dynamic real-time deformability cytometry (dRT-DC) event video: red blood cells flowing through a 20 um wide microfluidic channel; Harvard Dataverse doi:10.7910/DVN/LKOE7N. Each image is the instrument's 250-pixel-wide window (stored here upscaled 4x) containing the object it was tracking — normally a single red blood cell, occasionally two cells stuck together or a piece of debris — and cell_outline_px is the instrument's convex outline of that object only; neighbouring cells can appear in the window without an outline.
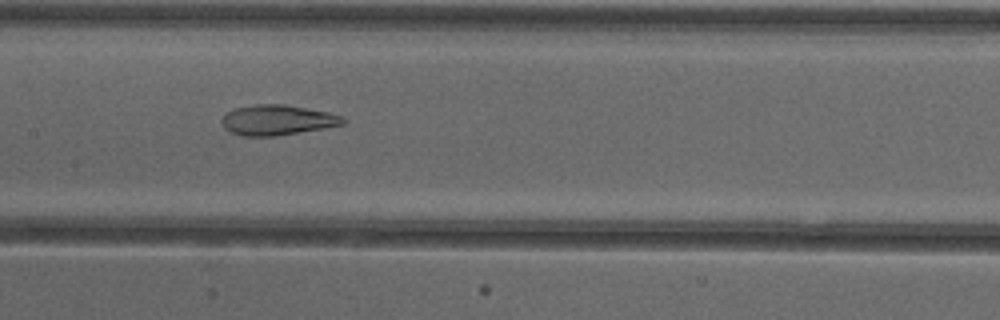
{"species": "common noctule bat (a hibernating species)", "species_latin": "Nyctalus noctula", "temperature_condition": "cold", "stored_images_in_passage": 53, "camera_frame_rate_fps": 3000, "um_per_image_px": 0.085, "animal": {"sex": "female"}, "frame": {"image": 1, "passage_image": 26, "time_ms": 8.333, "image_size_px": [1000, 320], "cell_outline_px": [[348, 120], [344, 124], [324, 128], [276, 136], [240, 136], [224, 128], [220, 120], [228, 112], [236, 108], [256, 104], [284, 104], [328, 112], [344, 116]], "centroid_in_image_um": [23.6, 10.2], "position_along_channel_um": 183.8, "area_um2": 21.39}}
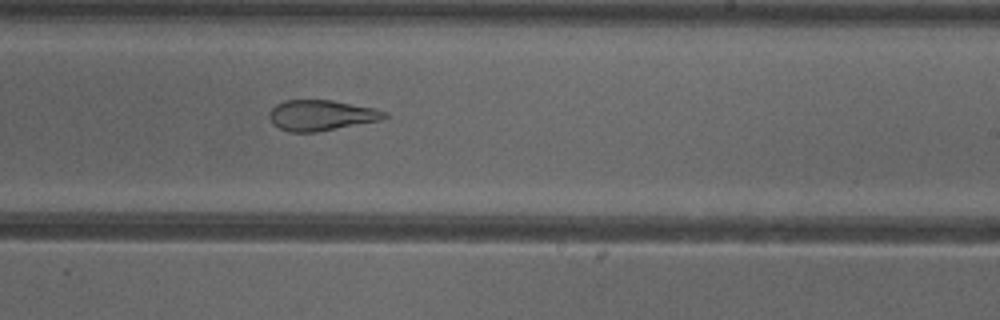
{"frame": {"image": 2, "passage_image": 32, "time_ms": 10.333, "image_size_px": [1000, 320], "cell_outline_px": [[388, 116], [384, 120], [316, 132], [288, 132], [272, 124], [268, 116], [268, 112], [276, 104], [284, 100], [332, 100], [376, 108], [384, 112]], "centroid_in_image_um": [27.3, 9.8], "position_along_channel_um": 261.7, "area_um2": 20.75}}
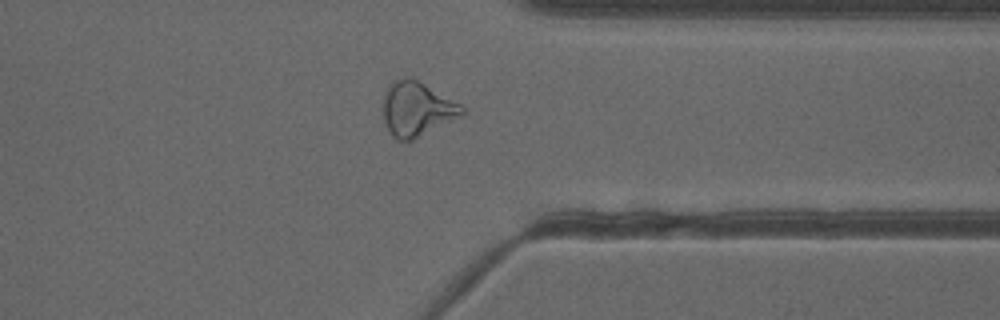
{"frame": {"image": 3, "passage_image": 41, "time_ms": 13.333, "image_size_px": [1000, 320], "cell_outline_px": [[464, 116], [412, 140], [400, 140], [392, 136], [384, 120], [384, 96], [388, 84], [392, 80], [408, 76], [412, 76], [460, 104], [464, 108]], "centroid_in_image_um": [35.45, 9.24], "position_along_channel_um": 376.0, "area_um2": 25.14}, "authors_computed_cell_mechanics": {"area_um2": 25.6632, "velocity_mm_per_s": 3.9136, "shape_relaxation_time_tau1_ms": null, "shape_relaxation_time_tau2_ms": 1.9638, "deformation_change_tau1": null, "deformation_change_tau2": 0.1119}}